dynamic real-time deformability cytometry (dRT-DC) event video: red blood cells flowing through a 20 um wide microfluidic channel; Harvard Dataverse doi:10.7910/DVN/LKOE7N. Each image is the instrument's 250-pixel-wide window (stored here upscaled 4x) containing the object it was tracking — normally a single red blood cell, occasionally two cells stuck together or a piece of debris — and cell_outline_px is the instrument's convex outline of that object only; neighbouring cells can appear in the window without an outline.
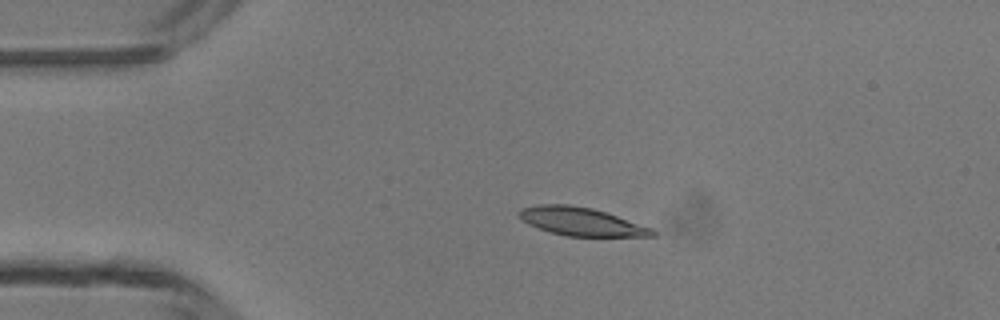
{"species": "common noctule bat (a hibernating species)", "species_latin": "Nyctalus noctula", "temperature_condition": "room temperature", "stored_images_in_passage": 4, "camera_frame_rate_fps": 3000, "um_per_image_px": 0.085, "animal": {"sex": "male", "body_mass_g": 13.3}, "frame": {"image": 1, "passage_image": 3, "time_ms": 2.333, "image_size_px": [1000, 320], "cell_outline_px": [[656, 236], [568, 236], [548, 232], [528, 224], [516, 212], [520, 208], [540, 204], [568, 204], [592, 208], [652, 228], [656, 232]], "centroid_in_image_um": [49.36, 18.83], "position_along_channel_um": 35.6, "area_um2": 21.73}}